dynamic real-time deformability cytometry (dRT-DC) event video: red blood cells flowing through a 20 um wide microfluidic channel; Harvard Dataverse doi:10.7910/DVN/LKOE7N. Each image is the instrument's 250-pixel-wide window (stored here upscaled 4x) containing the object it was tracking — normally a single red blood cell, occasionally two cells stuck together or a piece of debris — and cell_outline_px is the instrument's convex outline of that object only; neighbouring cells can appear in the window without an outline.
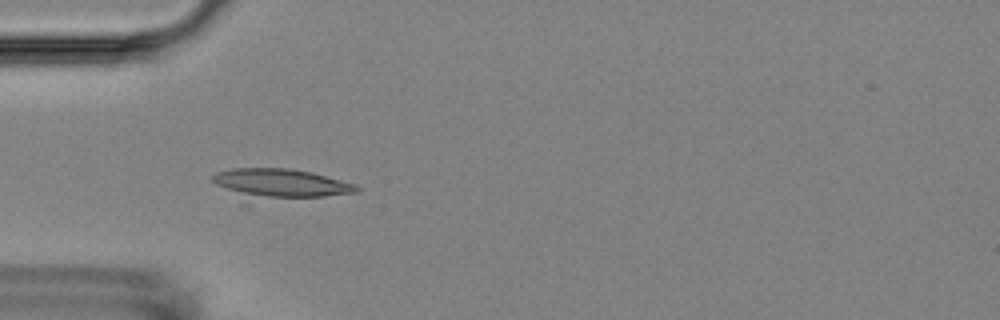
{"species": "Egyptian fruit bat (a non-hibernating species)", "species_latin": "Rousettus aegyptiacus", "temperature_condition": "room temperature", "stored_images_in_passage": 9, "camera_frame_rate_fps": 3000, "um_per_image_px": 0.085, "animal": {"sex": "female"}, "frame": {"image": 1, "passage_image": 6, "time_ms": 5.333, "image_size_px": [1000, 320], "cell_outline_px": [[360, 192], [244, 208], [216, 184], [212, 180], [212, 176], [216, 172], [232, 168], [288, 168], [312, 172], [356, 184], [360, 188]], "centroid_in_image_um": [23.66, 15.78], "position_along_channel_um": 61.3, "area_um2": 28.44}}
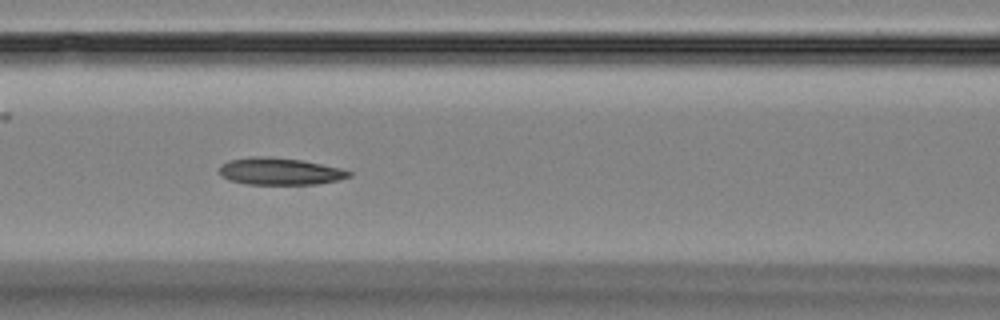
{"frame": {"image": 2, "passage_image": 8, "time_ms": 7.667, "image_size_px": [1000, 320], "cell_outline_px": [[352, 176], [336, 180], [316, 184], [244, 184], [228, 180], [220, 172], [220, 164], [228, 160], [252, 156], [268, 156], [300, 160], [340, 168], [352, 172]], "centroid_in_image_um": [23.75, 14.56], "position_along_channel_um": 142.9, "area_um2": 20.35}}
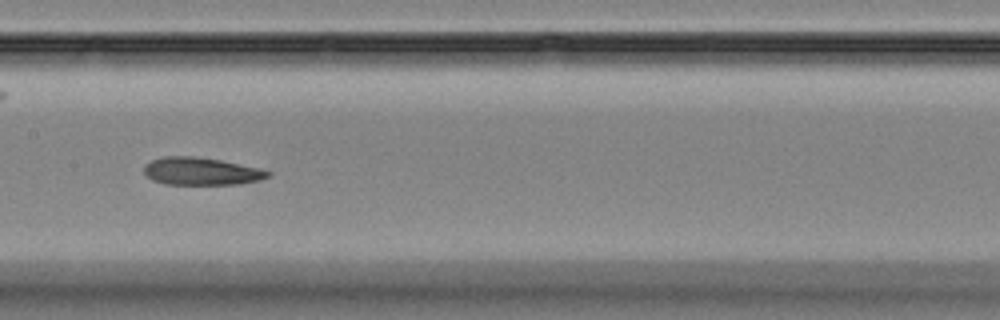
{"frame": {"image": 3, "passage_image": 9, "time_ms": 9.0, "image_size_px": [1000, 320], "cell_outline_px": [[272, 176], [260, 180], [236, 184], [164, 184], [152, 180], [144, 172], [144, 168], [152, 160], [164, 156], [192, 156], [220, 160], [260, 168], [272, 172]], "centroid_in_image_um": [17.14, 14.56], "position_along_channel_um": 190.3, "area_um2": 19.83}}